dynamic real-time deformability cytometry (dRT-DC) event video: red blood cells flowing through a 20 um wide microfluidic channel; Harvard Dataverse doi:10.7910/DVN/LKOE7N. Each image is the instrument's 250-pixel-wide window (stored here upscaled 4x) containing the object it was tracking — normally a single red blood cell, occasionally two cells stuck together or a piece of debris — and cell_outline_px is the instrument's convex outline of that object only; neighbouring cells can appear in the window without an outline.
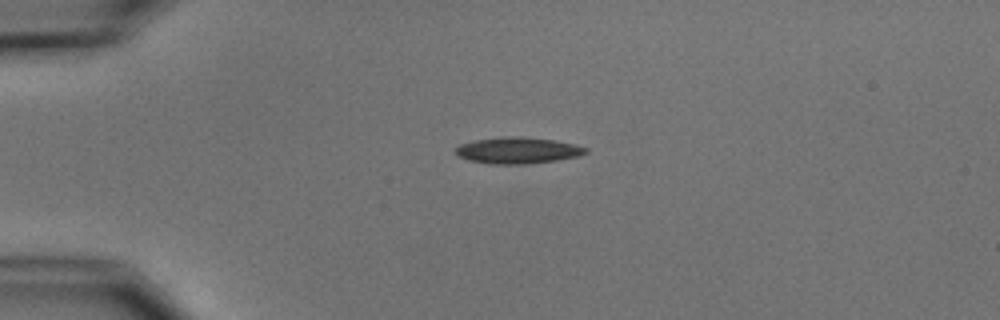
{"species": "common noctule bat (a hibernating species)", "species_latin": "Nyctalus noctula", "temperature_condition": "cold", "stored_images_in_passage": 6, "camera_frame_rate_fps": 3000, "um_per_image_px": 0.085, "animal": {"sex": "male", "body_mass_g": 15.6}, "frame": {"image": 1, "passage_image": 1, "time_ms": 0.0, "image_size_px": [1000, 320], "cell_outline_px": [[588, 152], [580, 156], [556, 160], [528, 164], [492, 164], [468, 160], [456, 156], [456, 148], [460, 144], [472, 140], [504, 136], [520, 136], [556, 140], [576, 144], [588, 148]], "centroid_in_image_um": [44.02, 12.78], "position_along_channel_um": 41.0, "area_um2": 20.29}}
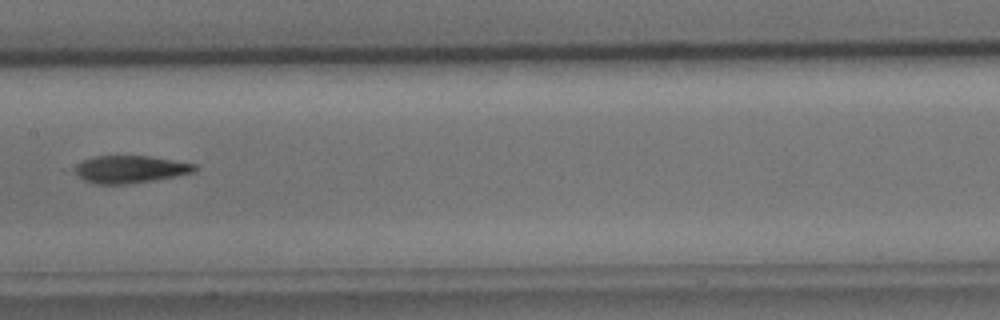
{"frame": {"image": 2, "passage_image": 5, "time_ms": 5.0, "image_size_px": [1000, 320], "cell_outline_px": [[196, 168], [192, 172], [176, 176], [128, 184], [96, 184], [84, 180], [76, 172], [76, 164], [92, 156], [152, 156], [196, 164]], "centroid_in_image_um": [11.06, 14.38], "position_along_channel_um": 196.3, "area_um2": 18.96}}
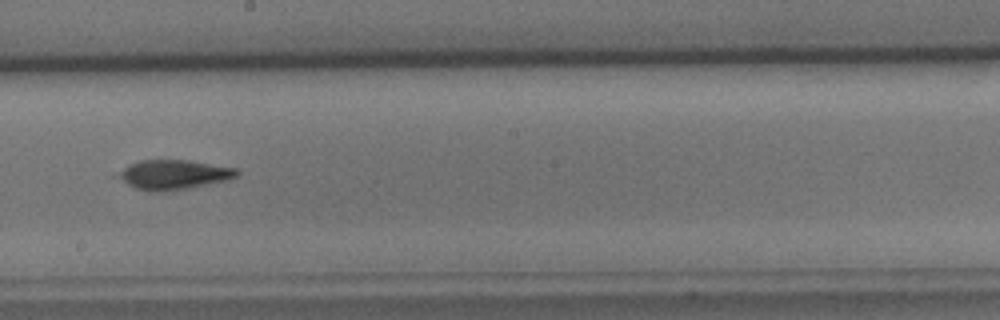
{"frame": {"image": 3, "passage_image": 6, "time_ms": 6.0, "image_size_px": [1000, 320], "cell_outline_px": [[240, 172], [236, 176], [224, 180], [184, 188], [160, 192], [156, 192], [136, 188], [112, 176], [128, 164], [140, 160], [188, 160], [236, 168]], "centroid_in_image_um": [14.66, 14.82], "position_along_channel_um": 233.5, "area_um2": 20.17}}